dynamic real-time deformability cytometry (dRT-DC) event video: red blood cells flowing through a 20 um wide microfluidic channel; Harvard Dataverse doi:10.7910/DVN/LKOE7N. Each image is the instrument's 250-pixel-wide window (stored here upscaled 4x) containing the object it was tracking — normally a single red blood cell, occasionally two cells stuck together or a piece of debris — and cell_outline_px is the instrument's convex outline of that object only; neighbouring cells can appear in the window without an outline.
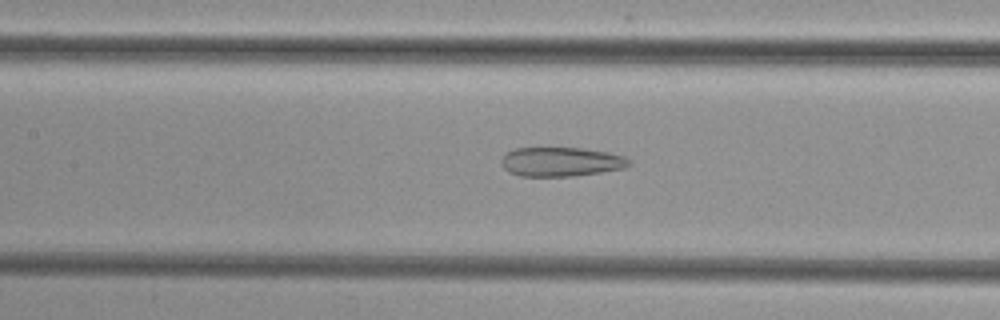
{"species": "common noctule bat (a hibernating species)", "species_latin": "Nyctalus noctula", "temperature_condition": "cold", "stored_images_in_passage": 45, "camera_frame_rate_fps": 3000, "um_per_image_px": 0.085, "animal": {"sex": "female", "body_mass_g": 29.2, "forearm_length_mm": 56.3}, "frame": {"image": 1, "passage_image": 17, "time_ms": 5.333, "image_size_px": [1000, 320], "cell_outline_px": [[632, 164], [624, 168], [600, 172], [572, 176], [520, 176], [508, 172], [500, 164], [500, 160], [508, 152], [516, 148], [584, 148], [608, 152], [624, 156], [632, 160]], "centroid_in_image_um": [47.7, 13.75], "position_along_channel_um": 159.7, "area_um2": 21.85}}
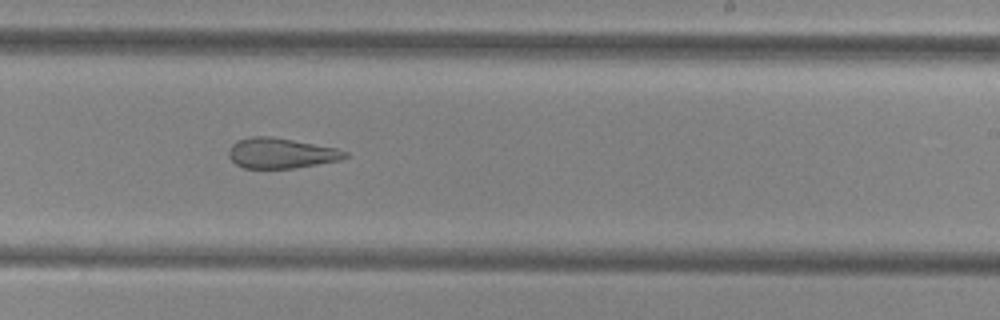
{"frame": {"image": 2, "passage_image": 25, "time_ms": 8.0, "image_size_px": [1000, 320], "cell_outline_px": [[348, 156], [340, 160], [296, 168], [244, 168], [236, 164], [228, 156], [228, 148], [236, 140], [252, 136], [268, 136], [292, 140], [336, 148], [348, 152]], "centroid_in_image_um": [23.85, 13.02], "position_along_channel_um": 265.1, "area_um2": 20.52}}
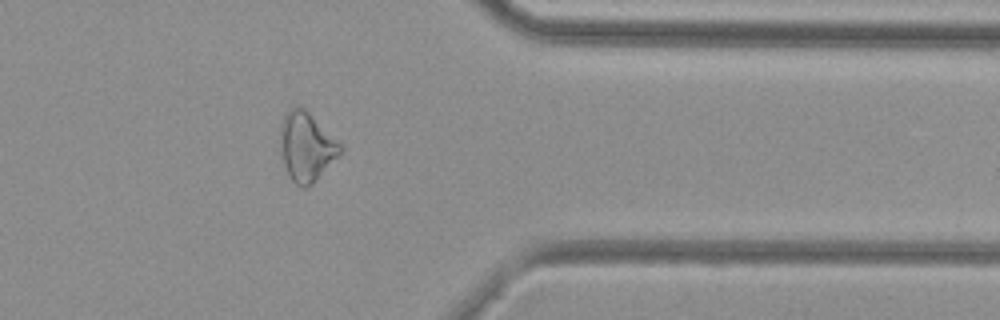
{"frame": {"image": 3, "passage_image": 35, "time_ms": 11.333, "image_size_px": [1000, 320], "cell_outline_px": [[344, 148], [316, 180], [308, 188], [300, 188], [292, 180], [284, 164], [280, 152], [280, 128], [284, 116], [292, 108], [304, 108]], "centroid_in_image_um": [26.01, 12.51], "position_along_channel_um": 385.4, "area_um2": 23.47}}